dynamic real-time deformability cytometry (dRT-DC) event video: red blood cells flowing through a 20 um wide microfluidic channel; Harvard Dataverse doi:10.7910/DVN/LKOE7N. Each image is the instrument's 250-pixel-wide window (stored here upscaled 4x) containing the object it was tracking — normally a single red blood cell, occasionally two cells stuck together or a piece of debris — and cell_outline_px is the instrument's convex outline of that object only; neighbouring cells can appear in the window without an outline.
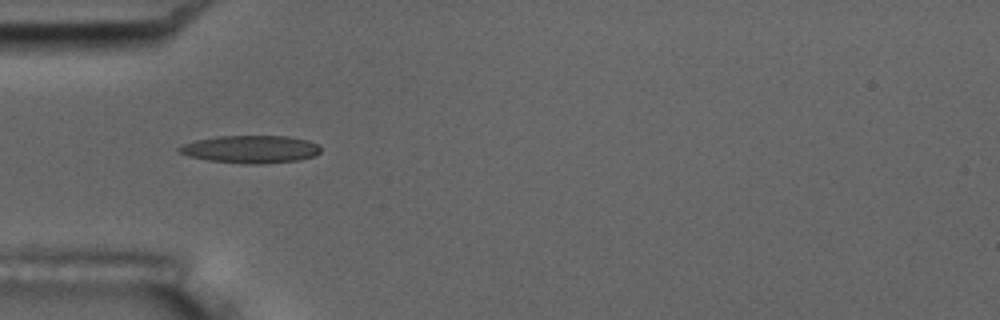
{"species": "common noctule bat (a hibernating species)", "species_latin": "Nyctalus noctula", "temperature_condition": "room temperature", "stored_images_in_passage": 9, "camera_frame_rate_fps": 3000, "um_per_image_px": 0.085, "animal": {"sex": "male", "body_mass_g": 17.5, "forearm_length_mm": 52.3}, "frame": {"image": 1, "passage_image": 4, "time_ms": 3.333, "image_size_px": [1000, 320], "cell_outline_px": [[320, 152], [312, 156], [300, 160], [264, 164], [240, 164], [208, 160], [188, 156], [176, 152], [176, 148], [184, 144], [196, 140], [216, 136], [288, 136], [308, 140], [316, 144], [320, 148]], "centroid_in_image_um": [21.26, 12.69], "position_along_channel_um": 63.7, "area_um2": 23.0}}
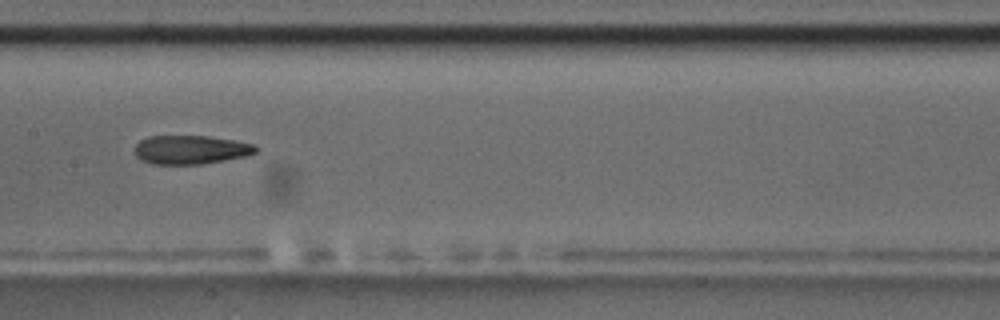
{"frame": {"image": 2, "passage_image": 7, "time_ms": 7.0, "image_size_px": [1000, 320], "cell_outline_px": [[260, 148], [256, 152], [248, 156], [200, 164], [152, 164], [140, 160], [136, 156], [136, 144], [140, 140], [148, 136], [208, 136], [256, 144]], "centroid_in_image_um": [16.24, 12.72], "position_along_channel_um": 191.2, "area_um2": 20.4}}
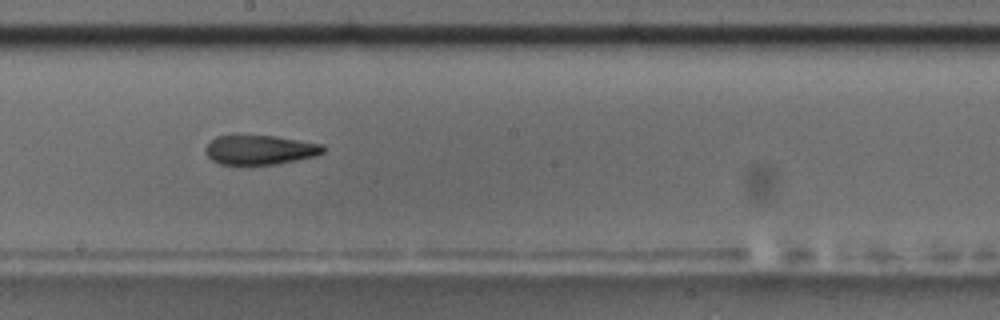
{"frame": {"image": 3, "passage_image": 8, "time_ms": 8.0, "image_size_px": [1000, 320], "cell_outline_px": [[324, 152], [316, 156], [276, 164], [220, 164], [212, 160], [204, 152], [204, 148], [208, 140], [216, 136], [232, 132], [236, 132], [276, 136], [324, 144]], "centroid_in_image_um": [22.01, 12.67], "position_along_channel_um": 226.2, "area_um2": 21.15}}